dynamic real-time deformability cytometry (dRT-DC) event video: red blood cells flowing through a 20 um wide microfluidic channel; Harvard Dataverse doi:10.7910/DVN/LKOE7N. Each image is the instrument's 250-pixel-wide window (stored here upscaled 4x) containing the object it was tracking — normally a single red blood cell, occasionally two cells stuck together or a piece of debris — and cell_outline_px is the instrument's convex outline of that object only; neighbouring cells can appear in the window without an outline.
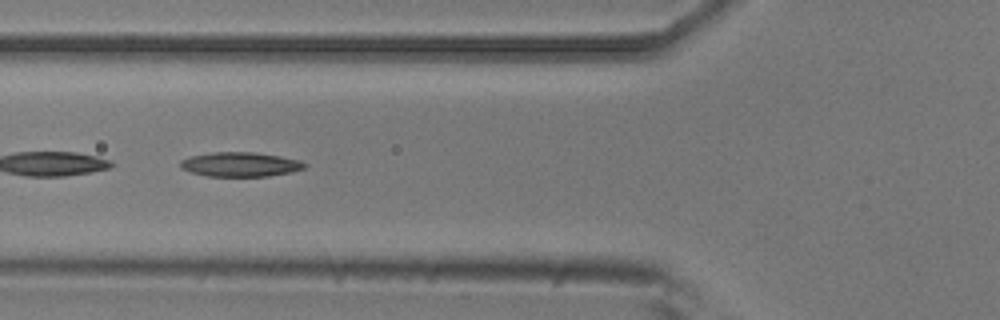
{"species": "common noctule bat (a hibernating species)", "species_latin": "Nyctalus noctula", "temperature_condition": "room temperature", "stored_images_in_passage": 5, "camera_frame_rate_fps": 3000, "um_per_image_px": 0.085, "animal": {"sex": "male", "body_mass_g": 20.5, "forearm_length_mm": 52.5}, "frame": {"image": 1, "passage_image": 4, "time_ms": 3.333, "image_size_px": [1000, 320], "cell_outline_px": [[308, 164], [304, 168], [292, 172], [268, 176], [208, 176], [192, 172], [180, 168], [180, 160], [188, 156], [212, 152], [256, 152], [280, 156], [300, 160]], "centroid_in_image_um": [20.42, 13.96], "position_along_channel_um": 105.4, "area_um2": 17.8}}